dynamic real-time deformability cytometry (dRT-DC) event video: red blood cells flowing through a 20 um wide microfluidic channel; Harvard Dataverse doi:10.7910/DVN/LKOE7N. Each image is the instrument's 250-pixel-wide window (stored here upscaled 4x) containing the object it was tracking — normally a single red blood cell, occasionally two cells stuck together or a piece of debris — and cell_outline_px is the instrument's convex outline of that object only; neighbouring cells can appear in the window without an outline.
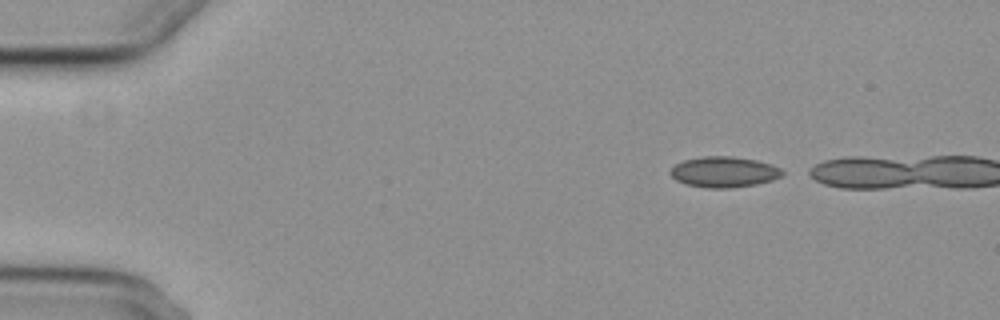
{"species": "common noctule bat (a hibernating species)", "species_latin": "Nyctalus noctula", "temperature_condition": "cold", "stored_images_in_passage": 2, "camera_frame_rate_fps": 3000, "um_per_image_px": 0.085, "animal": {"sex": "female", "body_mass_g": 29.2, "forearm_length_mm": 56.3}, "frame": {"image": 1, "passage_image": 1, "time_ms": 0.0, "image_size_px": [1000, 320], "cell_outline_px": [[784, 176], [772, 180], [756, 184], [732, 188], [708, 188], [684, 184], [676, 180], [668, 172], [676, 164], [684, 160], [704, 156], [732, 156], [756, 160], [772, 164], [780, 168], [784, 172]], "centroid_in_image_um": [61.56, 14.62], "position_along_channel_um": 23.4, "area_um2": 20.17}}